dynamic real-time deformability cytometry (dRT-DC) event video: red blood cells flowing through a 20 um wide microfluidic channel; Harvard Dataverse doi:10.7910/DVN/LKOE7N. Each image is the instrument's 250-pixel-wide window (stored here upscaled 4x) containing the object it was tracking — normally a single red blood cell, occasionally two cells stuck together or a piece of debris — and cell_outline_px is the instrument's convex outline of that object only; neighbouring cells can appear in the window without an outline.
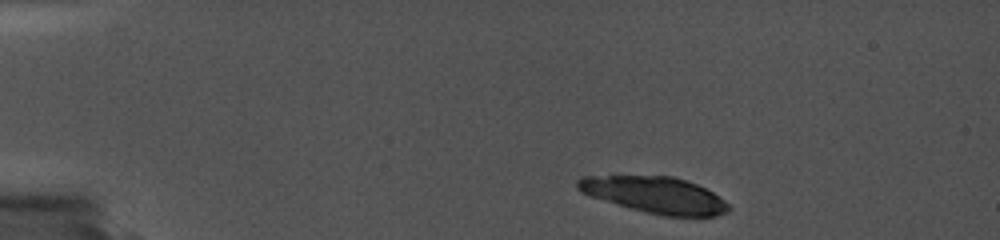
{"species": "common noctule bat (a hibernating species)", "species_latin": "Nyctalus noctula", "temperature_condition": "cold", "stored_images_in_passage": 3, "camera_frame_rate_fps": 5000, "um_per_image_px": 0.085, "animal": {"sex": "female", "body_mass_g": 19.0, "forearm_length_mm": 56.7}, "frame": {"image": 1, "passage_image": 2, "time_ms": 0.4, "image_size_px": [1000, 240], "cell_outline_px": [[732, 208], [728, 212], [716, 216], [664, 216], [616, 204], [588, 196], [580, 192], [576, 188], [576, 180], [580, 176], [672, 176], [696, 184], [712, 192], [724, 200]], "centroid_in_image_um": [55.64, 16.57], "position_along_channel_um": 29.4, "area_um2": 31.91}}